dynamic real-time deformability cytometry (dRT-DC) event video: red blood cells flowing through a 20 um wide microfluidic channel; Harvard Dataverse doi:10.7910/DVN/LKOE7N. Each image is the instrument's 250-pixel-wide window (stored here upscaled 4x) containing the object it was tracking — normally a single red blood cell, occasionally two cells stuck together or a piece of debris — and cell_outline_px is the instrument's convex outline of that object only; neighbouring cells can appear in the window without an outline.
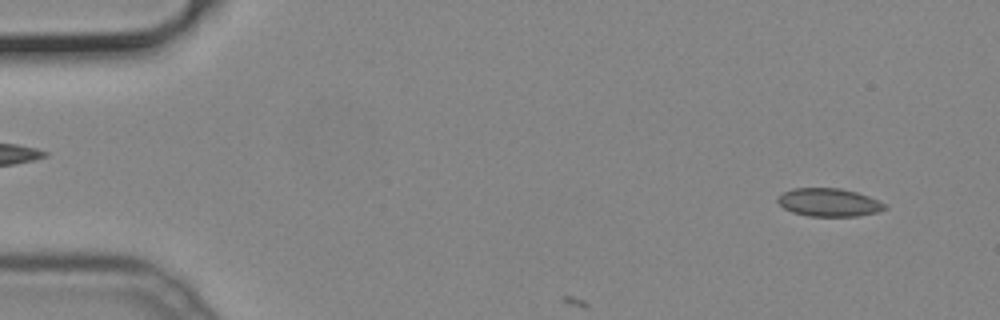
{"species": "common noctule bat (a hibernating species)", "species_latin": "Nyctalus noctula", "temperature_condition": "cold", "stored_images_in_passage": 9, "camera_frame_rate_fps": 3000, "um_per_image_px": 0.085, "animal": {"sex": "male", "body_mass_g": 19.2, "forearm_length_mm": 51.8}, "frame": {"image": 1, "passage_image": 3, "time_ms": 0.667, "image_size_px": [1000, 320], "cell_outline_px": [[888, 208], [876, 212], [856, 216], [808, 216], [792, 212], [784, 208], [776, 200], [776, 196], [792, 188], [840, 188], [856, 192], [868, 196], [884, 204]], "centroid_in_image_um": [70.41, 17.2], "position_along_channel_um": 14.6, "area_um2": 17.46}}